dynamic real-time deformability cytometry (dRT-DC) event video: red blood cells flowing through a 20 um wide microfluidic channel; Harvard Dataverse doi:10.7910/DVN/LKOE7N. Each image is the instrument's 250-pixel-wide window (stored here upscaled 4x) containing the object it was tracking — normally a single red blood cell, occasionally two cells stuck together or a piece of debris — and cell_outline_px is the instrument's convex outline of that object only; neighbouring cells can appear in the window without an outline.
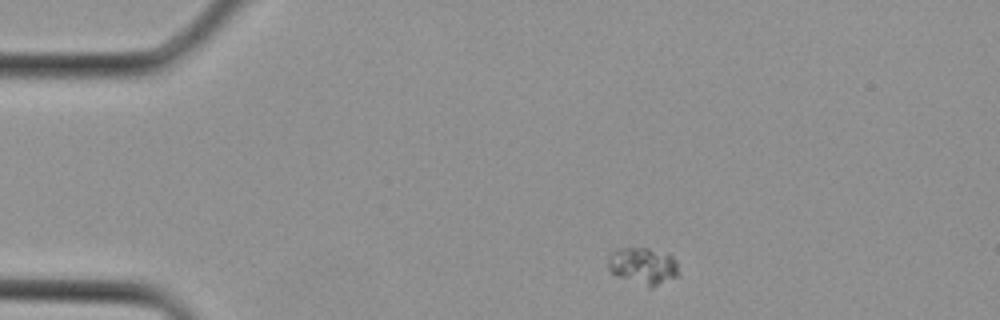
{"species": "Egyptian fruit bat (a non-hibernating species)", "species_latin": "Rousettus aegyptiacus", "temperature_condition": "cold", "stored_images_in_passage": 3, "camera_frame_rate_fps": 3000, "um_per_image_px": 0.085, "animal": {"sex": "female"}, "frame": {"image": 1, "passage_image": 3, "time_ms": 0.667, "image_size_px": [1000, 320], "cell_outline_px": [[676, 276], [652, 288], [648, 288], [620, 276], [612, 272], [608, 268], [608, 260], [612, 252], [616, 248], [648, 248], [672, 256], [676, 260]], "centroid_in_image_um": [54.63, 22.6], "position_along_channel_um": 30.4, "area_um2": 14.8}}